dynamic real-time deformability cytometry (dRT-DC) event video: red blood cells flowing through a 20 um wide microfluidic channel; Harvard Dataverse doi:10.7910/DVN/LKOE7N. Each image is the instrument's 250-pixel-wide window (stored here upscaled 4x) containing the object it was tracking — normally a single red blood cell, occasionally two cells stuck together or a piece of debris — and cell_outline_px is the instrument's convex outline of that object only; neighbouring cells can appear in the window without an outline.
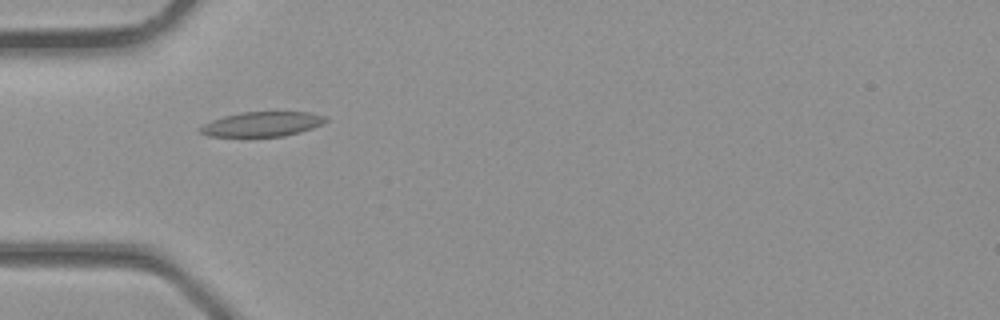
{"species": "common noctule bat (a hibernating species)", "species_latin": "Nyctalus noctula", "temperature_condition": "room temperature", "stored_images_in_passage": 2, "camera_frame_rate_fps": 3000, "um_per_image_px": 0.085, "animal": {"sex": "male", "body_mass_g": 23.1, "forearm_length_mm": 52.7}, "frame": {"image": 1, "passage_image": 1, "time_ms": 0.0, "image_size_px": [1000, 320], "cell_outline_px": [[328, 120], [324, 124], [300, 132], [284, 136], [208, 136], [200, 132], [196, 128], [212, 120], [224, 116], [244, 112], [312, 112], [328, 116]], "centroid_in_image_um": [22.33, 10.54], "position_along_channel_um": 62.7, "area_um2": 18.15}}
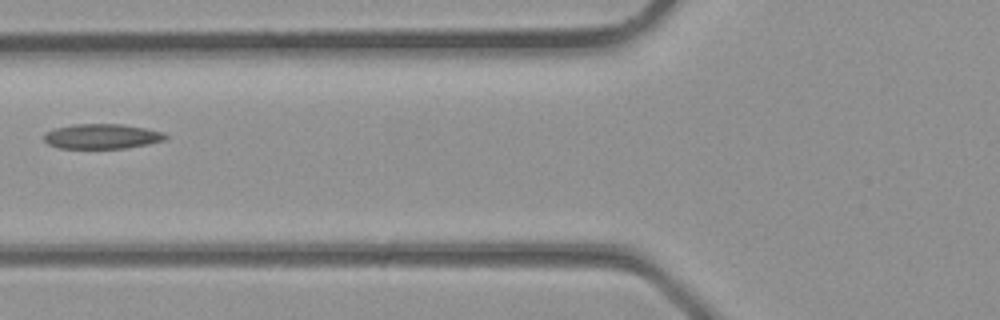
{"frame": {"image": 2, "passage_image": 2, "time_ms": 0.333, "image_size_px": [1000, 320], "cell_outline_px": [[168, 136], [164, 140], [148, 144], [124, 148], [56, 148], [48, 144], [44, 140], [44, 136], [48, 132], [56, 128], [76, 124], [120, 124], [144, 128], [164, 132]], "centroid_in_image_um": [8.67, 11.59], "position_along_channel_um": 117.1, "area_um2": 17.46}}